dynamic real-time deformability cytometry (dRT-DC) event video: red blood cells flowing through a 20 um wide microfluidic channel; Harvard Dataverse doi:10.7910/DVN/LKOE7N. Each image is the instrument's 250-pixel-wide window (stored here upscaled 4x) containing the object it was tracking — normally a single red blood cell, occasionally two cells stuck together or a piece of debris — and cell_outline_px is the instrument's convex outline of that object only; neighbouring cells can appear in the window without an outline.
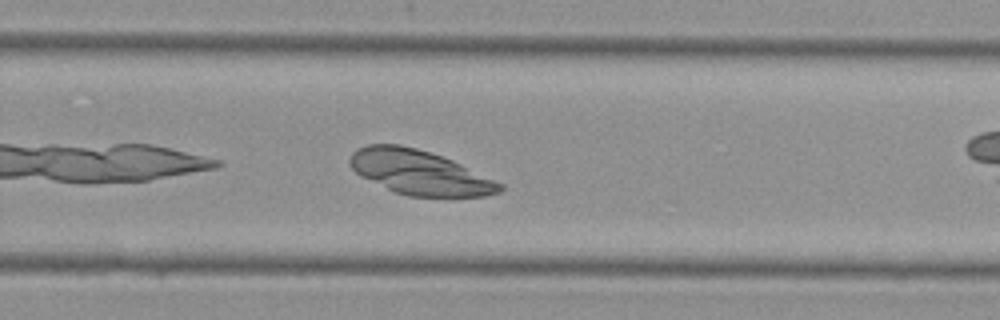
{"species": "Egyptian fruit bat (a non-hibernating species)", "species_latin": "Rousettus aegyptiacus", "temperature_condition": "cold", "stored_images_in_passage": 25, "camera_frame_rate_fps": 3000, "um_per_image_px": 0.085, "animal": {"sex": "female"}, "frame": {"image": 1, "passage_image": 18, "time_ms": 5.667, "image_size_px": [1000, 320], "cell_outline_px": [[504, 188], [500, 192], [484, 196], [408, 196], [396, 192], [360, 176], [352, 168], [348, 160], [352, 152], [356, 148], [368, 144], [400, 144], [416, 148], [452, 160], [504, 184]], "centroid_in_image_um": [35.64, 14.65], "position_along_channel_um": 294.2, "area_um2": 38.55}}